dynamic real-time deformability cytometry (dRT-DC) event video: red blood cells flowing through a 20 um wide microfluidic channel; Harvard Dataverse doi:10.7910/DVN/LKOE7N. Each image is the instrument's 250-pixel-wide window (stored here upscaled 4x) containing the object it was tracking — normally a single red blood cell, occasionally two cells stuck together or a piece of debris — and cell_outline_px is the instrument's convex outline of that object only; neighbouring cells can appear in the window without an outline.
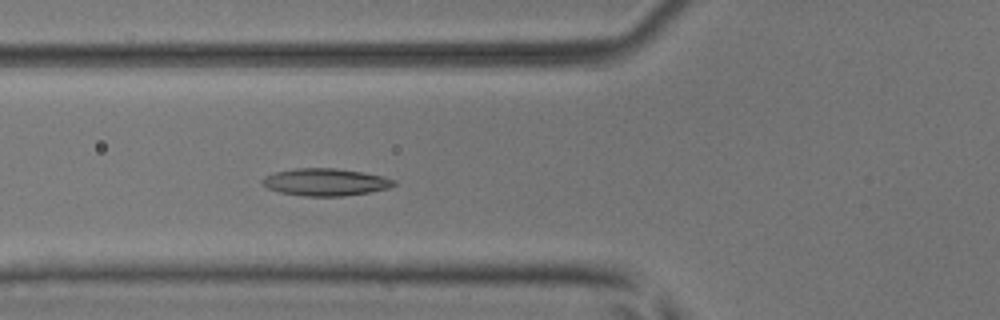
{"species": "common noctule bat (a hibernating species)", "species_latin": "Nyctalus noctula", "temperature_condition": "room temperature", "stored_images_in_passage": 39, "camera_frame_rate_fps": 3000, "um_per_image_px": 0.085, "animal": {"sex": "male", "body_mass_g": 17.9, "forearm_length_mm": 54.2}, "frame": {"image": 1, "passage_image": 7, "time_ms": 2.0, "image_size_px": [1000, 320], "cell_outline_px": [[396, 184], [388, 188], [368, 192], [344, 196], [304, 196], [280, 192], [268, 188], [260, 184], [260, 180], [264, 176], [276, 172], [296, 168], [336, 168], [364, 172], [384, 176], [396, 180]], "centroid_in_image_um": [27.65, 15.47], "position_along_channel_um": 98.1, "area_um2": 21.04}}
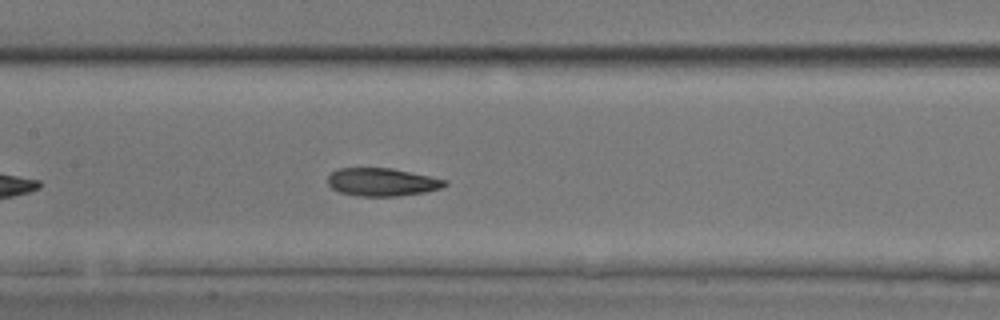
{"frame": {"image": 2, "passage_image": 13, "time_ms": 4.0, "image_size_px": [1000, 320], "cell_outline_px": [[448, 184], [440, 188], [424, 192], [400, 196], [356, 196], [340, 192], [332, 188], [328, 184], [328, 176], [336, 168], [392, 168], [448, 180]], "centroid_in_image_um": [32.47, 15.47], "position_along_channel_um": 174.9, "area_um2": 19.13}}
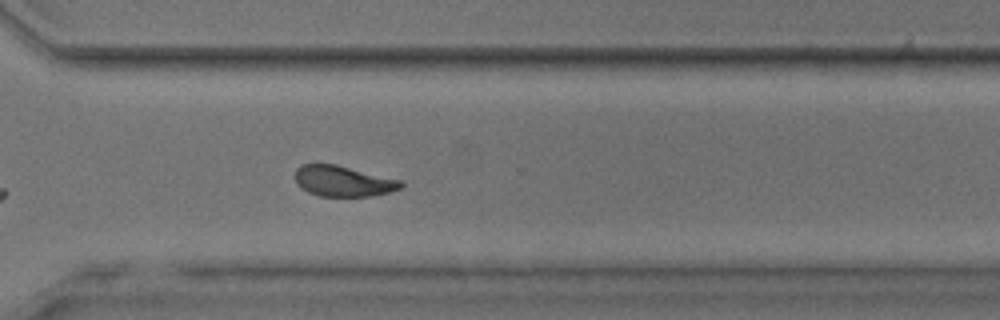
{"frame": {"image": 3, "passage_image": 26, "time_ms": 8.333, "image_size_px": [1000, 320], "cell_outline_px": [[404, 184], [400, 188], [388, 192], [372, 196], [320, 196], [308, 192], [296, 180], [296, 168], [300, 164], [336, 164], [400, 180]], "centroid_in_image_um": [29.17, 15.39], "position_along_channel_um": 341.4, "area_um2": 18.61}, "authors_computed_cell_mechanics": {"area_um2": 19.4786, "velocity_mm_per_s": 3.842, "shape_relaxation_time_tau1_ms": 4.7078, "shape_relaxation_time_tau2_ms": 2.214, "deformation_change_tau1": 0.1234, "deformation_change_tau2": 0.0826}}